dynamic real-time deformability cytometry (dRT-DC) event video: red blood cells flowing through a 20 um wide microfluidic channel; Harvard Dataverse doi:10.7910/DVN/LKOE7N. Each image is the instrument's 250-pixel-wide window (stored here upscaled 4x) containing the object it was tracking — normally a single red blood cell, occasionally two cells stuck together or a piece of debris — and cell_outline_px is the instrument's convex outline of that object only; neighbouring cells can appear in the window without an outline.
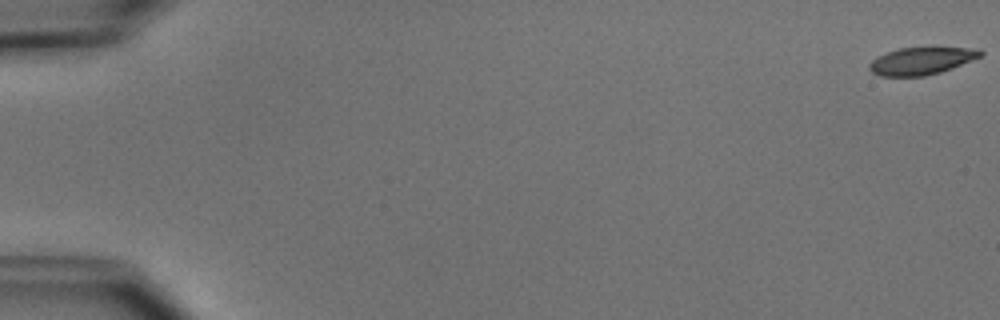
{"species": "common noctule bat (a hibernating species)", "species_latin": "Nyctalus noctula", "temperature_condition": "cold", "stored_images_in_passage": 5, "camera_frame_rate_fps": 3000, "um_per_image_px": 0.085, "animal": {"sex": "male", "body_mass_g": 15.6}, "frame": {"image": 1, "passage_image": 1, "time_ms": 0.0, "image_size_px": [1000, 320], "cell_outline_px": [[984, 52], [980, 56], [952, 68], [940, 72], [924, 76], [880, 76], [872, 72], [868, 68], [868, 64], [876, 56], [900, 48], [932, 44], [980, 48]], "centroid_in_image_um": [78.37, 5.11], "position_along_channel_um": 6.6, "area_um2": 18.67}}
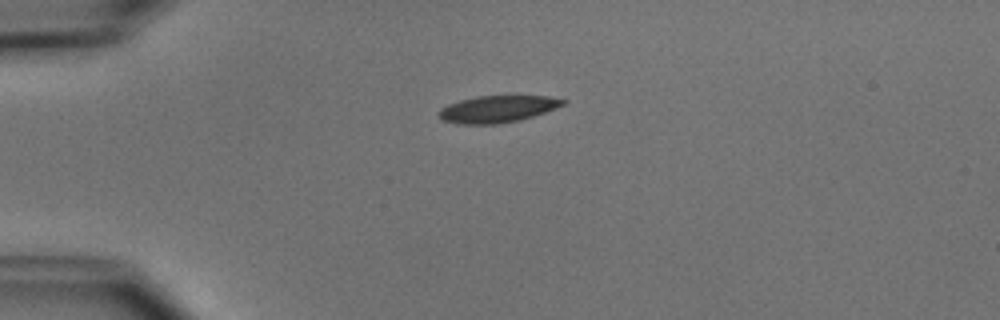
{"frame": {"image": 2, "passage_image": 4, "time_ms": 4.333, "image_size_px": [1000, 320], "cell_outline_px": [[568, 100], [564, 104], [556, 108], [520, 120], [496, 124], [460, 124], [444, 120], [436, 116], [436, 112], [440, 108], [448, 104], [460, 100], [476, 96], [516, 92], [548, 96]], "centroid_in_image_um": [42.31, 9.2], "position_along_channel_um": 42.7, "area_um2": 20.52}}